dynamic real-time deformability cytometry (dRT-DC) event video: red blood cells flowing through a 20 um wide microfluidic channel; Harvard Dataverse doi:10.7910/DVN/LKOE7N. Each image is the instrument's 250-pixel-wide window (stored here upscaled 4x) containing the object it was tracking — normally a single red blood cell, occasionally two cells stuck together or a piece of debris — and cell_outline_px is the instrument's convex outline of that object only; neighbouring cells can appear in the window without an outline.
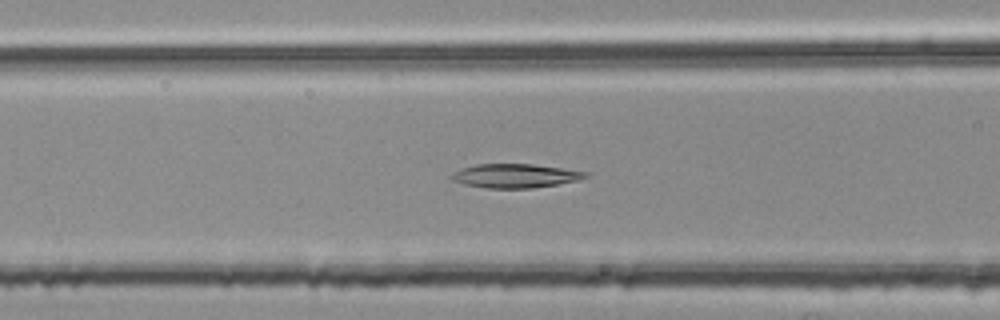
{"species": "common noctule bat (a hibernating species)", "species_latin": "Nyctalus noctula", "temperature_condition": "room temperature", "stored_images_in_passage": 55, "camera_frame_rate_fps": 3000, "um_per_image_px": 0.085, "animal": {"sex": "female", "body_mass_g": 25.1}, "frame": {"image": 1, "passage_image": 22, "time_ms": 7.0, "image_size_px": [1000, 320], "cell_outline_px": [[592, 176], [580, 180], [532, 188], [488, 188], [464, 184], [452, 180], [448, 176], [452, 172], [460, 168], [476, 164], [532, 164], [588, 172]], "centroid_in_image_um": [43.77, 14.94], "position_along_channel_um": 122.8, "area_um2": 18.79}}
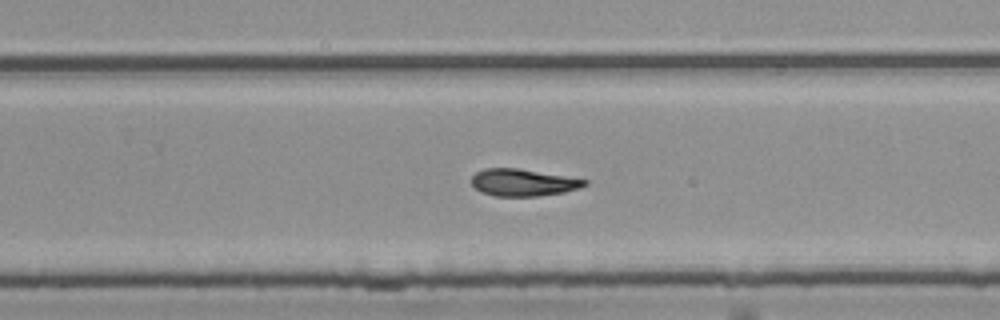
{"frame": {"image": 2, "passage_image": 35, "time_ms": 11.333, "image_size_px": [1000, 320], "cell_outline_px": [[588, 184], [580, 188], [564, 192], [536, 196], [492, 196], [480, 192], [472, 184], [472, 176], [476, 172], [484, 168], [516, 168], [588, 180]], "centroid_in_image_um": [44.44, 15.52], "position_along_channel_um": 285.4, "area_um2": 17.74}}
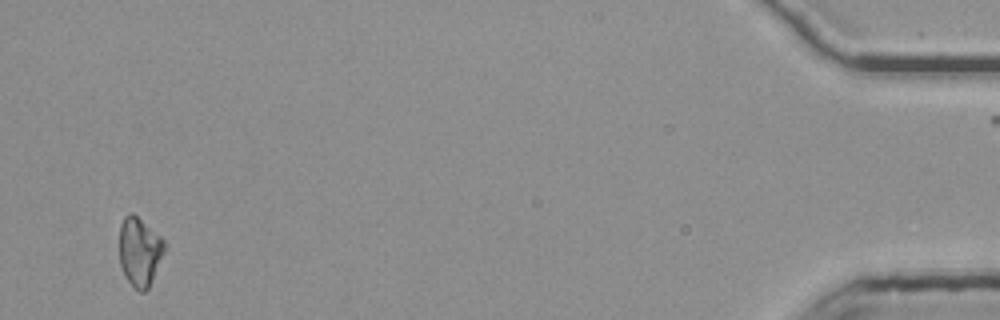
{"frame": {"image": 3, "passage_image": 53, "time_ms": 17.333, "image_size_px": [1000, 320], "cell_outline_px": [[164, 252], [148, 288], [144, 292], [140, 292], [128, 280], [120, 264], [120, 224], [124, 216], [128, 212], [132, 212], [160, 236], [164, 240]], "centroid_in_image_um": [11.85, 21.35], "position_along_channel_um": 423.3, "area_um2": 17.69}}